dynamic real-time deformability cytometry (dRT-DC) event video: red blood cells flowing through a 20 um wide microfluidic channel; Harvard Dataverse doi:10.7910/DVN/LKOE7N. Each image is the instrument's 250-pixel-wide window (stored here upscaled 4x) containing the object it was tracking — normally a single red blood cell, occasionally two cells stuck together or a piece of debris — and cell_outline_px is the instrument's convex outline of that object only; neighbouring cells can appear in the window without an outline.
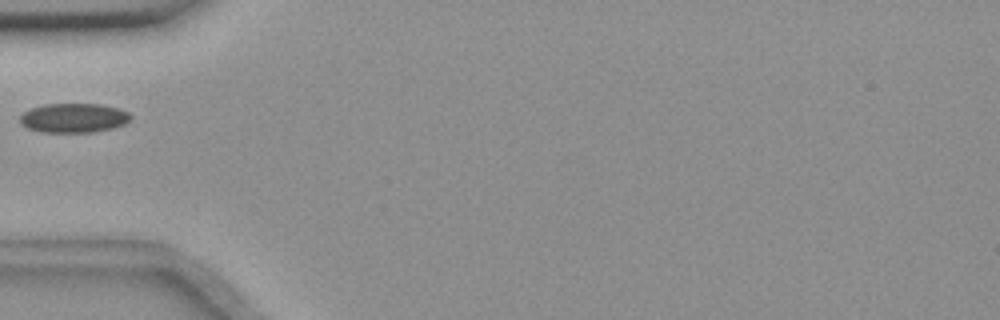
{"species": "common noctule bat (a hibernating species)", "species_latin": "Nyctalus noctula", "temperature_condition": "room temperature", "stored_images_in_passage": 1, "camera_frame_rate_fps": 3000, "um_per_image_px": 0.085, "animal": {"sex": "female", "body_mass_g": 18.4}, "frame": {"image": 1, "passage_image": 1, "time_ms": 0.0, "image_size_px": [1000, 320], "cell_outline_px": [[132, 116], [124, 124], [112, 128], [92, 132], [40, 132], [28, 128], [20, 124], [20, 116], [24, 112], [32, 108], [44, 104], [100, 104], [120, 108], [128, 112]], "centroid_in_image_um": [6.26, 10.02], "position_along_channel_um": 78.7, "area_um2": 18.9}}